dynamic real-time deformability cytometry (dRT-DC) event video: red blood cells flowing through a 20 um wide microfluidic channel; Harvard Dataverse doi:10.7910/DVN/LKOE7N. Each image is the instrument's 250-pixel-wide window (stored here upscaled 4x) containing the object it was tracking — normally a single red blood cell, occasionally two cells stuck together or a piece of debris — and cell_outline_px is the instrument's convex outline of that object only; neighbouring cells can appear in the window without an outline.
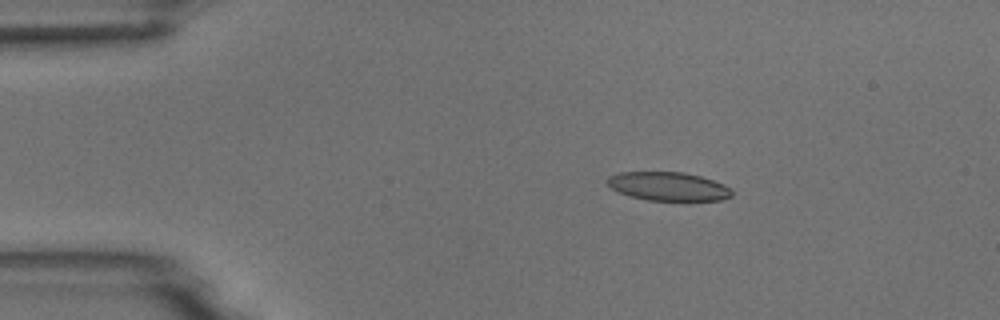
{"species": "common noctule bat (a hibernating species)", "species_latin": "Nyctalus noctula", "temperature_condition": "room temperature", "stored_images_in_passage": 4, "camera_frame_rate_fps": 3000, "um_per_image_px": 0.085, "animal": {"sex": "male", "body_mass_g": 18.8}, "frame": {"image": 1, "passage_image": 3, "time_ms": 2.333, "image_size_px": [1000, 320], "cell_outline_px": [[732, 196], [720, 200], [648, 200], [632, 196], [620, 192], [612, 188], [604, 180], [608, 176], [620, 172], [684, 172], [700, 176], [724, 184], [732, 188]], "centroid_in_image_um": [56.81, 15.83], "position_along_channel_um": 28.2, "area_um2": 20.69}}